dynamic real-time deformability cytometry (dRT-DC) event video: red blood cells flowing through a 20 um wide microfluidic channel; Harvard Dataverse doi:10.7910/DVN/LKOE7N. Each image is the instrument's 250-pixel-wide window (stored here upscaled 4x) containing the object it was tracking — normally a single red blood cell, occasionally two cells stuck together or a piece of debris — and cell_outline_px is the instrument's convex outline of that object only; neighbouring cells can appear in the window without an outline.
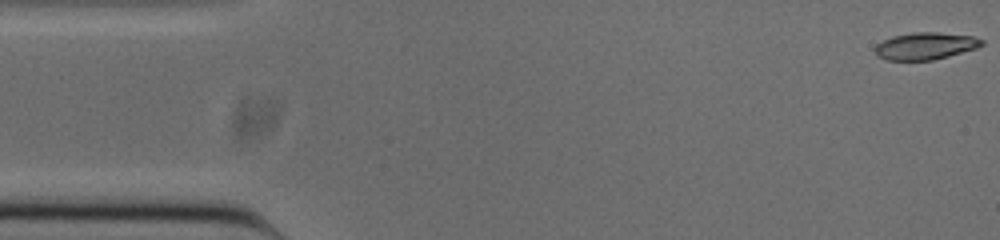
{"species": "common noctule bat (a hibernating species)", "species_latin": "Nyctalus noctula", "temperature_condition": "cold", "stored_images_in_passage": 52, "camera_frame_rate_fps": 3000, "um_per_image_px": 0.085, "animal": {"sex": "male", "body_mass_g": 20.0, "forearm_length_mm": 53.3}, "frame": {"image": 1, "passage_image": 1, "time_ms": 0.0, "image_size_px": [1000, 240], "cell_outline_px": [[984, 44], [976, 48], [948, 56], [932, 60], [888, 60], [876, 56], [876, 44], [892, 36], [912, 32], [936, 32], [972, 36], [984, 40]], "centroid_in_image_um": [78.65, 3.9], "position_along_channel_um": 6.3, "area_um2": 16.76}}
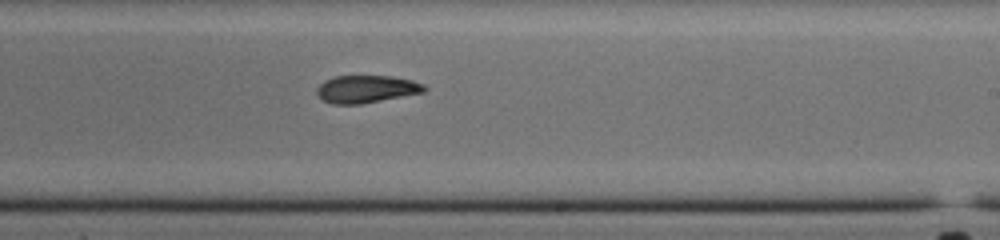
{"frame": {"image": 2, "passage_image": 30, "time_ms": 9.667, "image_size_px": [1000, 240], "cell_outline_px": [[428, 88], [424, 92], [360, 104], [332, 104], [316, 96], [316, 88], [324, 80], [336, 76], [392, 76], [412, 80], [424, 84]], "centroid_in_image_um": [31.12, 7.57], "position_along_channel_um": 257.9, "area_um2": 17.28}}
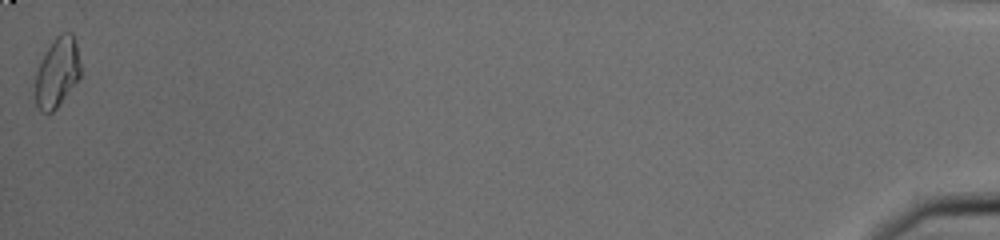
{"frame": {"image": 3, "passage_image": 52, "time_ms": 17.0, "image_size_px": [1000, 240], "cell_outline_px": [[80, 76], [56, 108], [48, 116], [40, 112], [36, 104], [36, 72], [40, 60], [56, 36], [60, 32], [72, 32], [76, 44], [80, 64]], "centroid_in_image_um": [4.84, 6.16], "position_along_channel_um": 430.4, "area_um2": 18.26}, "authors_computed_cell_mechanics": {"area_um2": 17.8602, "velocity_mm_per_s": 3.8594, "shape_relaxation_time_tau1_ms": 10.2217, "shape_relaxation_time_tau2_ms": 2.1405, "deformation_change_tau1": 0.2519, "deformation_change_tau2": 0.0808}}